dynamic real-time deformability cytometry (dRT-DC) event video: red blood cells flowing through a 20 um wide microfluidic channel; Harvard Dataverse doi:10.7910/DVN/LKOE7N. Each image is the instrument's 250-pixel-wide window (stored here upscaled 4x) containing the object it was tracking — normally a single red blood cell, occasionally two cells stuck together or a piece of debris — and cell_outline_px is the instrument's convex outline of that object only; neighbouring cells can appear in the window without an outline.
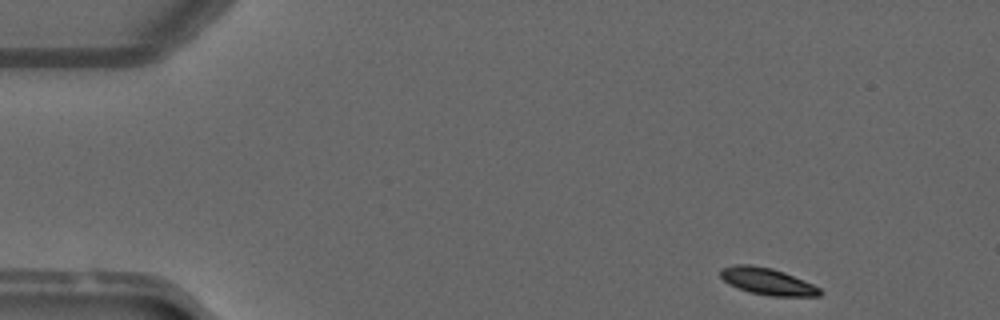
{"species": "common noctule bat (a hibernating species)", "species_latin": "Nyctalus noctula", "temperature_condition": "warm", "stored_images_in_passage": 11, "camera_frame_rate_fps": 3000, "um_per_image_px": 0.085, "animal": {"sex": "male", "forearm_length_mm": 52.5}, "frame": {"image": 1, "passage_image": 1, "time_ms": 0.0, "image_size_px": [1000, 320], "cell_outline_px": [[824, 292], [820, 296], [768, 296], [748, 292], [728, 284], [720, 276], [720, 268], [736, 264], [752, 264], [772, 268], [784, 272], [812, 284], [820, 288]], "centroid_in_image_um": [65.21, 23.92], "position_along_channel_um": 19.8, "area_um2": 15.72}}